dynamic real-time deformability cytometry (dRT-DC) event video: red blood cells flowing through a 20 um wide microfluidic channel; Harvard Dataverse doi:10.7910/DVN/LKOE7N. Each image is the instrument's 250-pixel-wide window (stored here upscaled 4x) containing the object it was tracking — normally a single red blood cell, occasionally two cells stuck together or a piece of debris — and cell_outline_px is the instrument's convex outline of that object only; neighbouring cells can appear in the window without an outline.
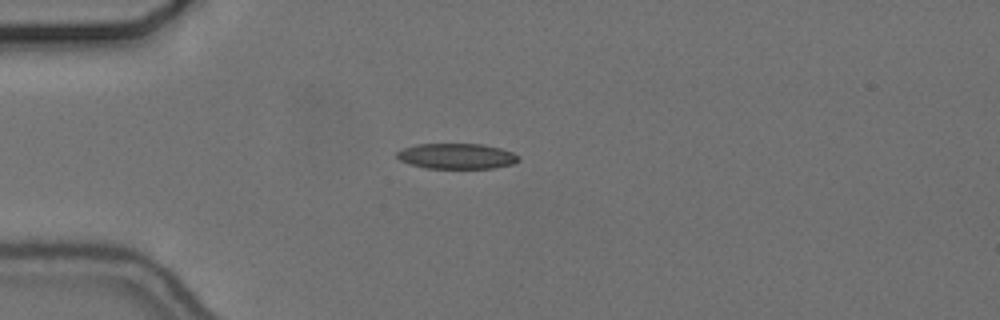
{"species": "common noctule bat (a hibernating species)", "species_latin": "Nyctalus noctula", "temperature_condition": "cold", "stored_images_in_passage": 42, "camera_frame_rate_fps": 3000, "um_per_image_px": 0.085, "animal": {"sex": "female", "body_mass_g": 24.6, "forearm_length_mm": 56.2}, "frame": {"image": 1, "passage_image": 1, "time_ms": 0.0, "image_size_px": [1000, 320], "cell_outline_px": [[520, 160], [512, 164], [496, 168], [424, 168], [400, 160], [396, 156], [396, 152], [404, 148], [416, 144], [480, 144], [500, 148], [512, 152], [520, 156]], "centroid_in_image_um": [38.84, 13.27], "position_along_channel_um": 46.2, "area_um2": 18.03}}
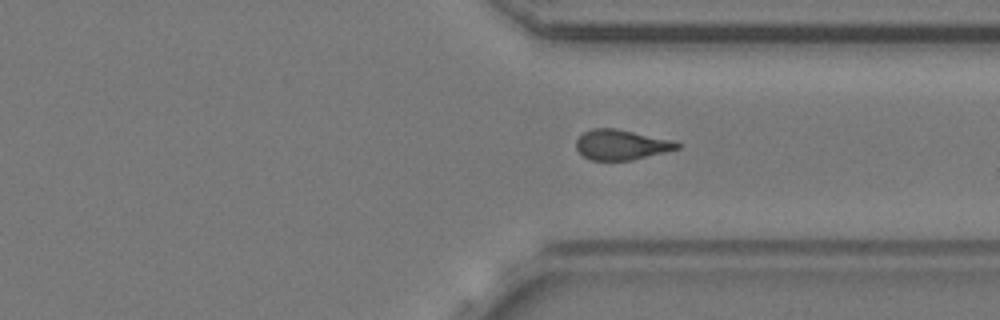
{"frame": {"image": 2, "passage_image": 28, "time_ms": 9.0, "image_size_px": [1000, 320], "cell_outline_px": [[680, 148], [632, 160], [592, 160], [584, 156], [576, 148], [576, 140], [584, 132], [592, 128], [616, 128], [676, 140], [680, 144]], "centroid_in_image_um": [52.84, 12.29], "position_along_channel_um": 358.6, "area_um2": 17.8}}
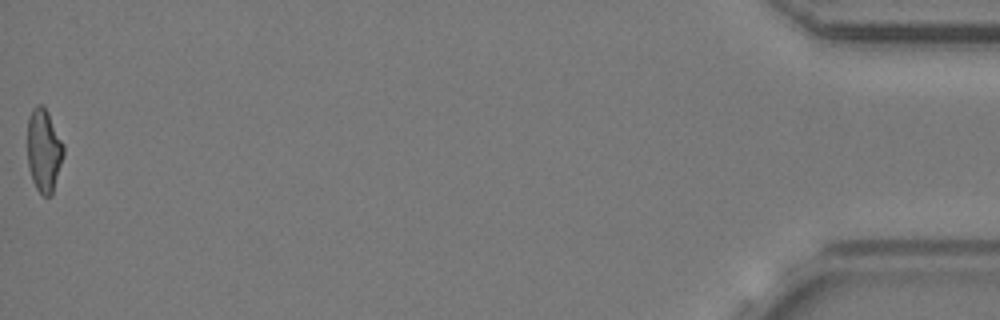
{"frame": {"image": 3, "passage_image": 42, "time_ms": 13.667, "image_size_px": [1000, 320], "cell_outline_px": [[64, 156], [52, 196], [44, 196], [36, 188], [32, 180], [28, 168], [28, 116], [32, 108], [36, 104], [44, 104], [64, 144]], "centroid_in_image_um": [3.74, 12.77], "position_along_channel_um": 431.5, "area_um2": 17.8}, "authors_computed_cell_mechanics": {"area_um2": 17.8313, "velocity_mm_per_s": 3.6907, "shape_relaxation_time_tau1_ms": null, "shape_relaxation_time_tau2_ms": 2.407, "deformation_change_tau1": null, "deformation_change_tau2": 0.1176}}